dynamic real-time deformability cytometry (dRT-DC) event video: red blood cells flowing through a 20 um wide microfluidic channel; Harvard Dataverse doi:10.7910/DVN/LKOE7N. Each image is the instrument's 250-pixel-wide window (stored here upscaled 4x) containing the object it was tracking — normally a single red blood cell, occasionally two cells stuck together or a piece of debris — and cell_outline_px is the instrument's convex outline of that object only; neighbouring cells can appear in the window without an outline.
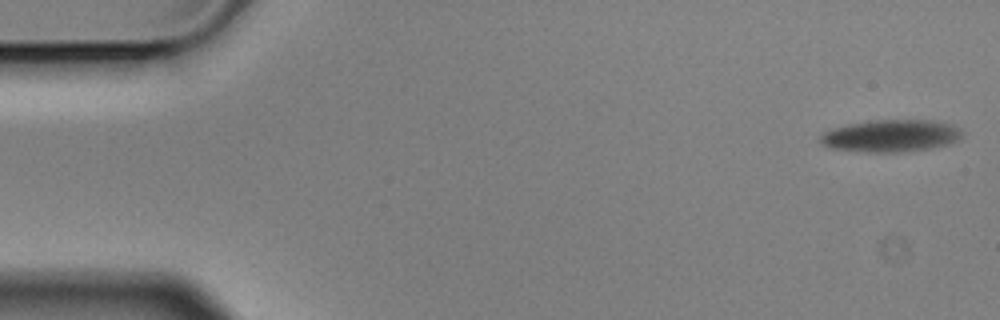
{"species": "Egyptian fruit bat (a non-hibernating species)", "species_latin": "Rousettus aegyptiacus", "temperature_condition": "cold", "stored_images_in_passage": 5, "camera_frame_rate_fps": 3000, "um_per_image_px": 0.085, "animal": {"sex": "male"}, "frame": {"image": 1, "passage_image": 1, "time_ms": 0.0, "image_size_px": [1000, 320], "cell_outline_px": [[960, 136], [956, 140], [948, 144], [928, 148], [896, 152], [872, 152], [832, 148], [820, 144], [820, 136], [824, 132], [836, 128], [852, 124], [872, 120], [932, 120], [948, 124], [956, 128], [960, 132]], "centroid_in_image_um": [75.68, 11.54], "position_along_channel_um": 9.3, "area_um2": 25.84}}
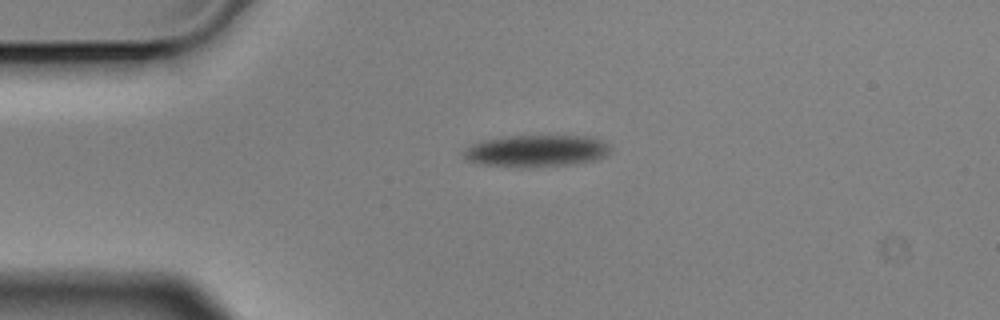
{"frame": {"image": 2, "passage_image": 4, "time_ms": 1.0, "image_size_px": [1000, 320], "cell_outline_px": [[608, 152], [604, 156], [592, 160], [572, 164], [528, 168], [480, 164], [468, 160], [464, 156], [464, 152], [472, 144], [484, 140], [512, 136], [588, 136], [600, 140], [608, 144]], "centroid_in_image_um": [45.58, 12.83], "position_along_channel_um": 39.4, "area_um2": 26.88}}